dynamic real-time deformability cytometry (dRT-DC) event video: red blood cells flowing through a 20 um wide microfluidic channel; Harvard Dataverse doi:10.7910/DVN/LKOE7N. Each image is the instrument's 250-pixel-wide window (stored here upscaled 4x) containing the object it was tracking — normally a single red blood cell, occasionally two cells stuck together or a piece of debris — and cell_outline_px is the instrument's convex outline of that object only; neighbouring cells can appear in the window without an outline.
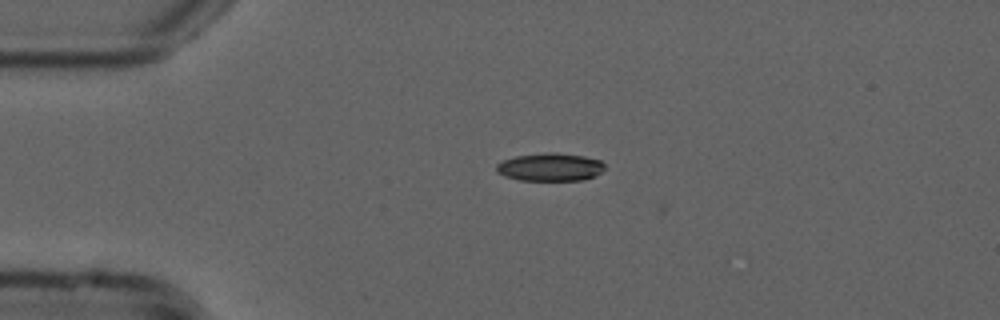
{"species": "common noctule bat (a hibernating species)", "species_latin": "Nyctalus noctula", "temperature_condition": "cold", "stored_images_in_passage": 4, "camera_frame_rate_fps": 3000, "um_per_image_px": 0.085, "animal": {"sex": "male", "forearm_length_mm": 52.5}, "frame": {"image": 1, "passage_image": 1, "time_ms": 0.0, "image_size_px": [1000, 320], "cell_outline_px": [[604, 168], [596, 176], [584, 180], [520, 180], [504, 176], [496, 172], [496, 164], [504, 160], [516, 156], [548, 152], [556, 152], [584, 156], [600, 160], [604, 164]], "centroid_in_image_um": [46.76, 14.2], "position_along_channel_um": 38.2, "area_um2": 17.69}}